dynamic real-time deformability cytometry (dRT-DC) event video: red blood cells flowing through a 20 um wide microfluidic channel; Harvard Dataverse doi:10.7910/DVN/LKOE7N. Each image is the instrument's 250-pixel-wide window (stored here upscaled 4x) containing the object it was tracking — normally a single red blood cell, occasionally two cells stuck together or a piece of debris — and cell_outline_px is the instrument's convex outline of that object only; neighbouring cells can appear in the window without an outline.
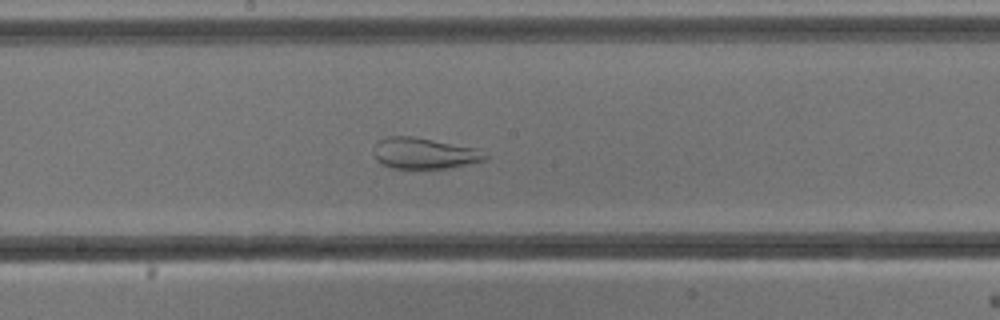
{"species": "common noctule bat (a hibernating species)", "species_latin": "Nyctalus noctula", "temperature_condition": "cold", "stored_images_in_passage": 54, "camera_frame_rate_fps": 3000, "um_per_image_px": 0.085, "animal": {"sex": "male", "body_mass_g": 13.3}, "frame": {"image": 1, "passage_image": 29, "time_ms": 9.333, "image_size_px": [1000, 320], "cell_outline_px": [[488, 156], [484, 160], [452, 168], [392, 168], [380, 164], [376, 160], [376, 144], [384, 136], [412, 136], [476, 148]], "centroid_in_image_um": [36.05, 13.03], "position_along_channel_um": 212.1, "area_um2": 19.94}}
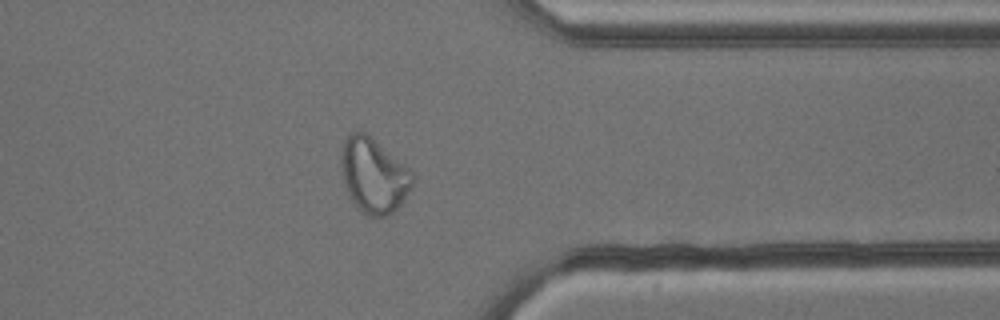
{"frame": {"image": 2, "passage_image": 43, "time_ms": 14.0, "image_size_px": [1000, 320], "cell_outline_px": [[412, 184], [404, 200], [392, 212], [384, 216], [368, 216], [356, 208], [348, 196], [344, 184], [340, 168], [340, 156], [344, 140], [348, 132], [364, 132], [408, 168], [412, 172]], "centroid_in_image_um": [31.69, 14.93], "position_along_channel_um": 379.7, "area_um2": 30.87}}
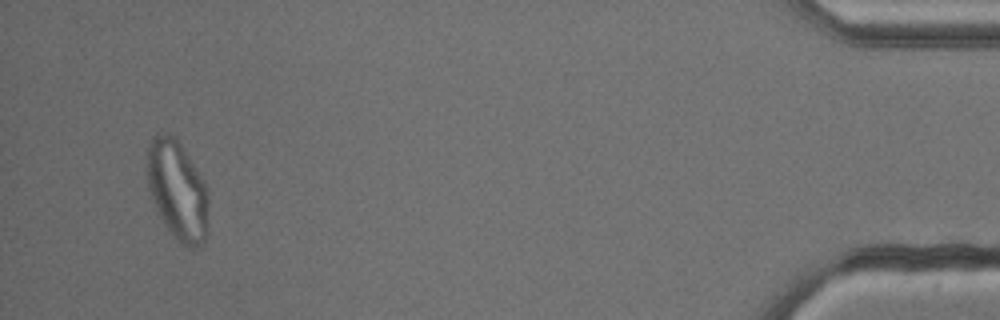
{"frame": {"image": 3, "passage_image": 52, "time_ms": 17.0, "image_size_px": [1000, 320], "cell_outline_px": [[208, 200], [204, 244], [196, 248], [192, 248], [184, 244], [164, 224], [156, 212], [148, 188], [148, 144], [152, 136], [156, 132], [160, 132], [176, 136], [204, 180], [208, 192]], "centroid_in_image_um": [15.07, 16.11], "position_along_channel_um": 420.1, "area_um2": 35.43}}